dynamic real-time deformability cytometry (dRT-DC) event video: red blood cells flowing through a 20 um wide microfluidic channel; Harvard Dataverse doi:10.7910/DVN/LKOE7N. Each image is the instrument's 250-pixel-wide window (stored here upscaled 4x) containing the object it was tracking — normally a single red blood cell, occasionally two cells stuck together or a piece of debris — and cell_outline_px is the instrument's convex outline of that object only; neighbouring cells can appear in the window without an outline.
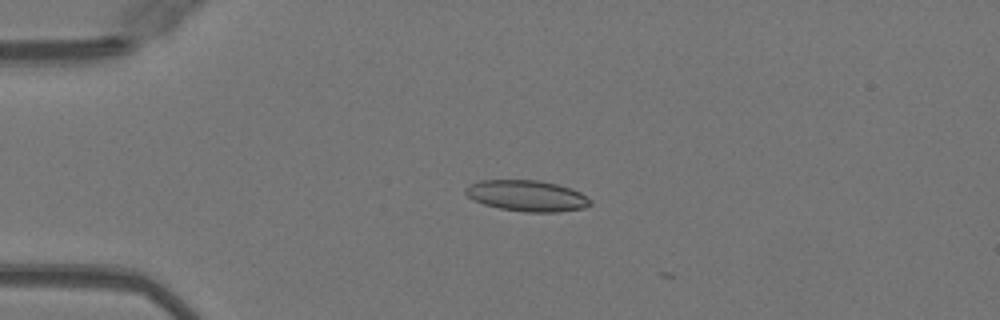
{"species": "Egyptian fruit bat (a non-hibernating species)", "species_latin": "Rousettus aegyptiacus", "temperature_condition": "warm", "stored_images_in_passage": 6, "camera_frame_rate_fps": 3000, "um_per_image_px": 0.085, "animal": {"sex": "female"}, "frame": {"image": 1, "passage_image": 2, "time_ms": 0.333, "image_size_px": [1000, 320], "cell_outline_px": [[592, 204], [584, 208], [556, 212], [524, 212], [500, 208], [484, 204], [472, 200], [464, 192], [464, 188], [480, 180], [540, 180], [572, 188], [580, 192], [592, 200]], "centroid_in_image_um": [44.8, 16.64], "position_along_channel_um": 40.2, "area_um2": 22.66}}